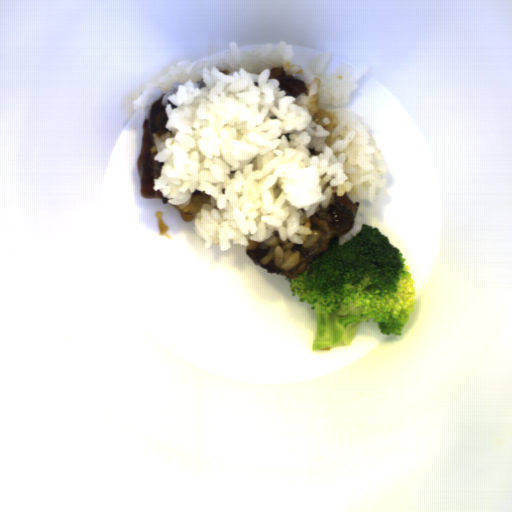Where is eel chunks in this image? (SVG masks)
<instances>
[{"label":"eel chunks","instance_id":"eel-chunks-1","mask_svg":"<svg viewBox=\"0 0 512 512\" xmlns=\"http://www.w3.org/2000/svg\"><path fill=\"white\" fill-rule=\"evenodd\" d=\"M359 203L360 200L353 203L346 192L342 196H338L336 192L332 193L327 207L319 205L309 220L311 229L320 230V236L310 247H303L301 244L291 245V251L300 252V260L290 271L276 267L274 258L266 264L261 263L270 252V246L264 241L248 239L249 245L244 246L246 255L255 265L271 275H282L288 280L296 278L305 272L308 263L332 249L340 238L352 230Z\"/></svg>","mask_w":512,"mask_h":512},{"label":"eel chunks","instance_id":"eel-chunks-3","mask_svg":"<svg viewBox=\"0 0 512 512\" xmlns=\"http://www.w3.org/2000/svg\"><path fill=\"white\" fill-rule=\"evenodd\" d=\"M277 78L279 80V90H285L286 96H296L301 93H308L309 87L305 82L292 74H287L282 66L272 67L270 69L269 79Z\"/></svg>","mask_w":512,"mask_h":512},{"label":"eel chunks","instance_id":"eel-chunks-2","mask_svg":"<svg viewBox=\"0 0 512 512\" xmlns=\"http://www.w3.org/2000/svg\"><path fill=\"white\" fill-rule=\"evenodd\" d=\"M164 94L156 98L149 107L148 114L142 125L140 153L137 157L136 169L140 195L145 199H159L162 203H168V198L162 197V192L153 190V180L161 175V168L165 163L155 162L157 148L154 144L152 134L159 137L170 129L166 128L168 121L163 107ZM172 134V133H171Z\"/></svg>","mask_w":512,"mask_h":512},{"label":"eel chunks","instance_id":"eel-chunks-4","mask_svg":"<svg viewBox=\"0 0 512 512\" xmlns=\"http://www.w3.org/2000/svg\"><path fill=\"white\" fill-rule=\"evenodd\" d=\"M203 204H211L210 194H206L200 190H195L191 193V199L187 208H180L176 206L182 217L188 223L194 220L201 210Z\"/></svg>","mask_w":512,"mask_h":512},{"label":"eel chunks","instance_id":"eel-chunks-5","mask_svg":"<svg viewBox=\"0 0 512 512\" xmlns=\"http://www.w3.org/2000/svg\"><path fill=\"white\" fill-rule=\"evenodd\" d=\"M207 84L205 82H203V78L199 81H196L194 82V85H193V89H202L206 86Z\"/></svg>","mask_w":512,"mask_h":512}]
</instances>
